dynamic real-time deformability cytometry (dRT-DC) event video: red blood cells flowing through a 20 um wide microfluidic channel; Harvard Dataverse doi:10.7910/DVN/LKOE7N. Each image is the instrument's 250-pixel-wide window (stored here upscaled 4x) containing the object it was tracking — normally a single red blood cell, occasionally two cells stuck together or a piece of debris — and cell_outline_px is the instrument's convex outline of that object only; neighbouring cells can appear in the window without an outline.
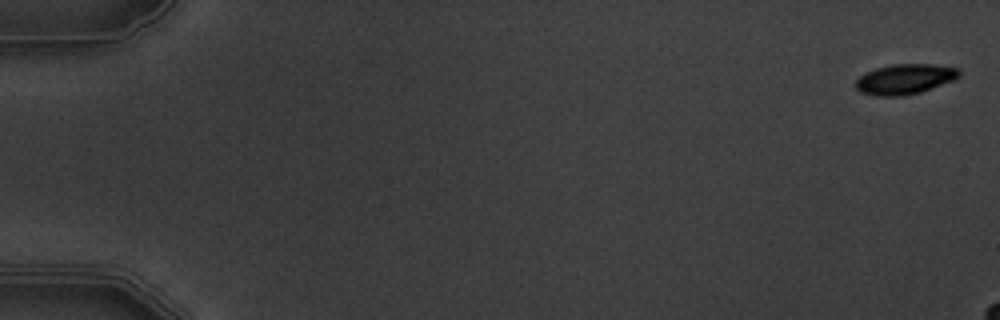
{"species": "common noctule bat (a hibernating species)", "species_latin": "Nyctalus noctula", "temperature_condition": "warm", "stored_images_in_passage": 6, "camera_frame_rate_fps": 3000, "um_per_image_px": 0.085, "animal": {"sex": "male", "body_mass_g": 19.5, "forearm_length_mm": 54.6}, "frame": {"image": 1, "passage_image": 1, "time_ms": 0.0, "image_size_px": [1000, 320], "cell_outline_px": [[960, 76], [952, 80], [920, 92], [904, 96], [876, 96], [860, 92], [856, 88], [856, 80], [860, 76], [876, 68], [892, 64], [932, 64], [960, 68]], "centroid_in_image_um": [76.91, 6.72], "position_along_channel_um": 8.1, "area_um2": 18.09}}
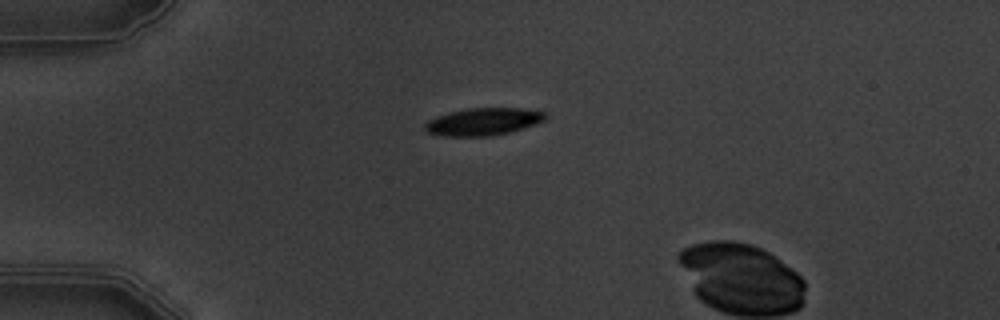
{"frame": {"image": 2, "passage_image": 5, "time_ms": 4.667, "image_size_px": [1000, 320], "cell_outline_px": [[548, 116], [544, 120], [536, 124], [512, 132], [492, 136], [444, 136], [428, 132], [424, 128], [424, 124], [428, 120], [436, 116], [468, 108], [520, 108], [544, 112]], "centroid_in_image_um": [41.09, 10.35], "position_along_channel_um": 43.9, "area_um2": 19.25}}